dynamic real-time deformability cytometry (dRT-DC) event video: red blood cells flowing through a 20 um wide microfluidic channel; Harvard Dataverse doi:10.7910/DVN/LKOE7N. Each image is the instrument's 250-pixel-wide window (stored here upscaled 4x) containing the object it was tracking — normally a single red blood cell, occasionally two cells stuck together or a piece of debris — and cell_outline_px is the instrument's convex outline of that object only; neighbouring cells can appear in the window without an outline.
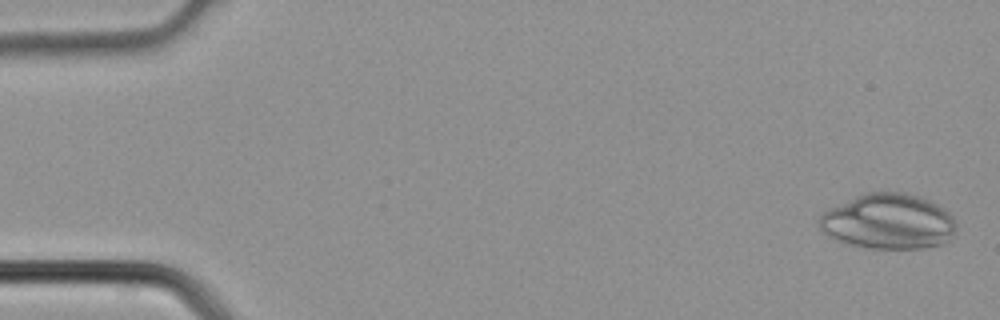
{"species": "common noctule bat (a hibernating species)", "species_latin": "Nyctalus noctula", "temperature_condition": "cold", "stored_images_in_passage": 4, "camera_frame_rate_fps": 3000, "um_per_image_px": 0.085, "animal": {"sex": "male", "body_mass_g": 21.5, "forearm_length_mm": 52.0}, "frame": {"image": 1, "passage_image": 1, "time_ms": 0.0, "image_size_px": [1000, 320], "cell_outline_px": [[956, 232], [944, 244], [924, 248], [868, 248], [848, 244], [828, 236], [820, 228], [820, 216], [824, 212], [856, 196], [868, 192], [904, 192], [928, 200], [944, 208], [952, 216], [956, 224]], "centroid_in_image_um": [75.55, 18.84], "position_along_channel_um": 9.4, "area_um2": 43.87}}
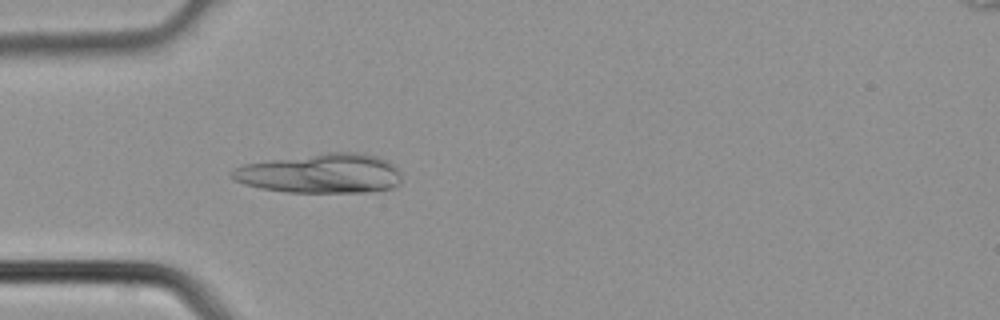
{"frame": {"image": 2, "passage_image": 4, "time_ms": 1.0, "image_size_px": [1000, 320], "cell_outline_px": [[400, 184], [392, 188], [368, 192], [288, 192], [260, 188], [244, 184], [236, 180], [228, 172], [244, 164], [328, 152], [356, 152], [376, 156], [388, 160], [400, 172]], "centroid_in_image_um": [27.29, 14.75], "position_along_channel_um": 57.7, "area_um2": 38.9}}